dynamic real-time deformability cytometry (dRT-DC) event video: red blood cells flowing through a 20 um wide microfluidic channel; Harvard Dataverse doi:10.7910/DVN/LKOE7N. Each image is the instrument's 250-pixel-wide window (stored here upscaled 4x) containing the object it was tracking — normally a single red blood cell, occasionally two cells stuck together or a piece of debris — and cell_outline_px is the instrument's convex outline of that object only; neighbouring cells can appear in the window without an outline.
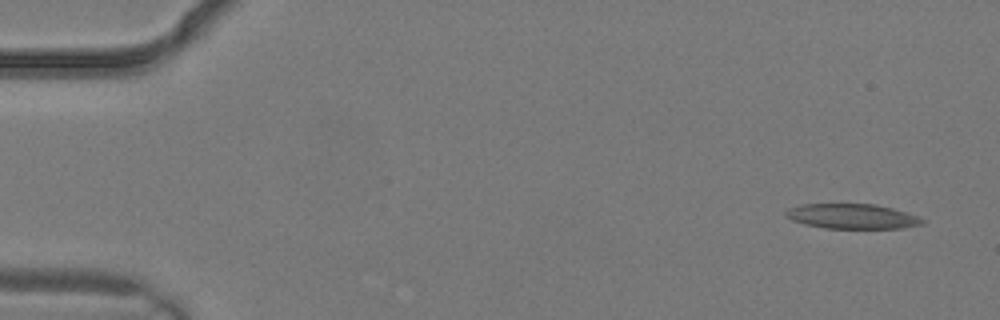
{"species": "common noctule bat (a hibernating species)", "species_latin": "Nyctalus noctula", "temperature_condition": "warm", "stored_images_in_passage": 2, "camera_frame_rate_fps": 3000, "um_per_image_px": 0.085, "animal": {"sex": "male", "body_mass_g": 19.2, "forearm_length_mm": 51.8}, "frame": {"image": 1, "passage_image": 2, "time_ms": 0.333, "image_size_px": [1000, 320], "cell_outline_px": [[924, 224], [904, 228], [824, 228], [804, 224], [792, 220], [784, 216], [784, 212], [788, 208], [800, 204], [876, 204], [892, 208], [916, 216], [924, 220]], "centroid_in_image_um": [72.38, 18.38], "position_along_channel_um": 12.6, "area_um2": 19.83}}